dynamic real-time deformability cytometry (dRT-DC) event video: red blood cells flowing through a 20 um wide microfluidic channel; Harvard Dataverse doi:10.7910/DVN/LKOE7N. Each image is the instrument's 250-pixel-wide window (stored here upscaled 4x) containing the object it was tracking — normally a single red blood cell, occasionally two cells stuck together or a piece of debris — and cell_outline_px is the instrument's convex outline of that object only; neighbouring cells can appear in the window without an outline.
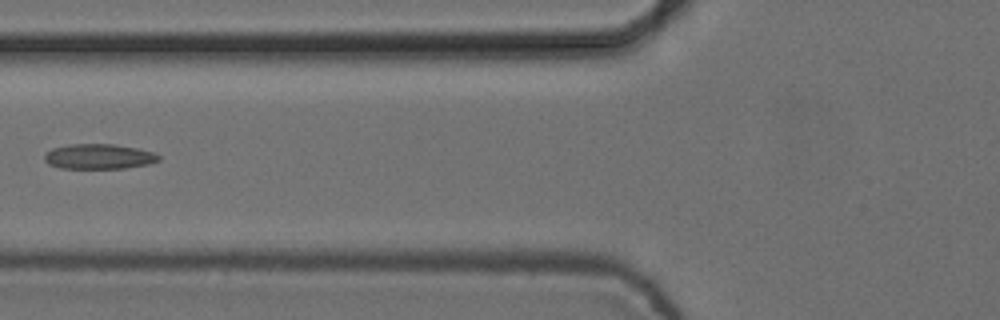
{"species": "common noctule bat (a hibernating species)", "species_latin": "Nyctalus noctula", "temperature_condition": "cold", "stored_images_in_passage": 6, "camera_frame_rate_fps": 3000, "um_per_image_px": 0.085, "animal": {"sex": "female", "body_mass_g": 24.6, "forearm_length_mm": 56.2}, "frame": {"image": 1, "passage_image": 6, "time_ms": 1.667, "image_size_px": [1000, 320], "cell_outline_px": [[160, 160], [148, 164], [124, 168], [60, 168], [48, 164], [44, 160], [44, 156], [52, 148], [68, 144], [112, 144], [136, 148], [156, 152], [160, 156]], "centroid_in_image_um": [8.41, 13.3], "position_along_channel_um": 117.4, "area_um2": 16.7}}